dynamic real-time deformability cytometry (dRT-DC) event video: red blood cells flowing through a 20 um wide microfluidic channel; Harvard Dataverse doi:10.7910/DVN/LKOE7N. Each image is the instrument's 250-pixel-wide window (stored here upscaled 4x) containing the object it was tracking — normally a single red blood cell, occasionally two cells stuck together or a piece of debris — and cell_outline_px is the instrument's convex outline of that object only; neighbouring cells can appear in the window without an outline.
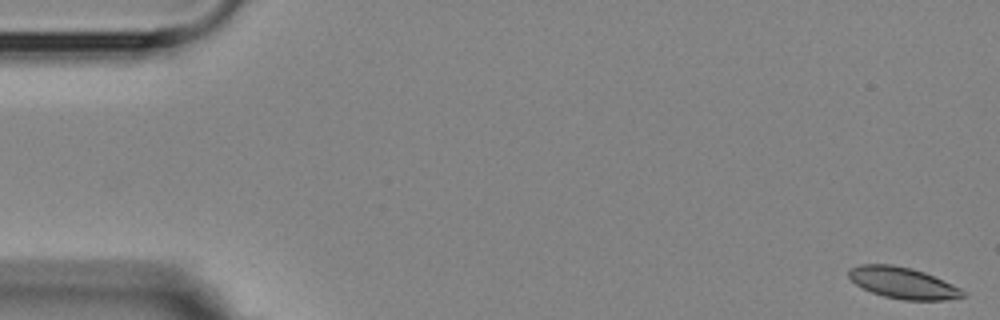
{"species": "Egyptian fruit bat (a non-hibernating species)", "species_latin": "Rousettus aegyptiacus", "temperature_condition": "room temperature", "stored_images_in_passage": 4, "camera_frame_rate_fps": 3000, "um_per_image_px": 0.085, "animal": {"sex": "female"}, "frame": {"image": 1, "passage_image": 1, "time_ms": 0.0, "image_size_px": [1000, 320], "cell_outline_px": [[968, 296], [944, 300], [904, 300], [884, 296], [872, 292], [856, 284], [848, 276], [848, 268], [860, 264], [892, 264], [912, 268], [924, 272], [952, 284], [960, 288]], "centroid_in_image_um": [76.74, 24.04], "position_along_channel_um": 8.3, "area_um2": 20.81}}